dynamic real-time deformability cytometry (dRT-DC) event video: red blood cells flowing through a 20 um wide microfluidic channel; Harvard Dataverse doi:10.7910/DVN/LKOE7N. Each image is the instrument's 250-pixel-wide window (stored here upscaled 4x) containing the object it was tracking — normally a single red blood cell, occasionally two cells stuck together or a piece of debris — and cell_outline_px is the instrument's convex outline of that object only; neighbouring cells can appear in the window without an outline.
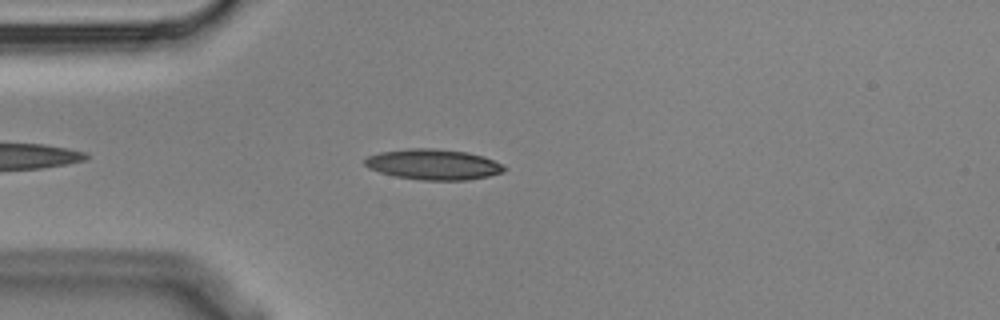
{"species": "Egyptian fruit bat (a non-hibernating species)", "species_latin": "Rousettus aegyptiacus", "temperature_condition": "cold", "stored_images_in_passage": 2, "camera_frame_rate_fps": 3000, "um_per_image_px": 0.085, "animal": {"sex": "male"}, "frame": {"image": 1, "passage_image": 2, "time_ms": 0.333, "image_size_px": [1000, 320], "cell_outline_px": [[508, 168], [504, 172], [488, 176], [468, 180], [420, 180], [396, 176], [380, 172], [368, 168], [364, 164], [364, 160], [368, 156], [380, 152], [408, 148], [432, 148], [468, 152], [484, 156]], "centroid_in_image_um": [36.84, 13.97], "position_along_channel_um": 48.2, "area_um2": 24.85}}